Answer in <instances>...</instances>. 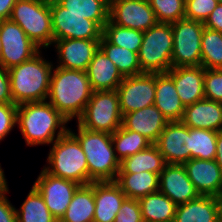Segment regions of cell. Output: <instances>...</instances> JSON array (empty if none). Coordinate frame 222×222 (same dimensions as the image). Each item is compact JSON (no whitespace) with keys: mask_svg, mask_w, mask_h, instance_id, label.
<instances>
[{"mask_svg":"<svg viewBox=\"0 0 222 222\" xmlns=\"http://www.w3.org/2000/svg\"><path fill=\"white\" fill-rule=\"evenodd\" d=\"M92 92L86 71L56 67L51 74L47 99L58 112L71 121L83 114Z\"/></svg>","mask_w":222,"mask_h":222,"instance_id":"cell-1","label":"cell"},{"mask_svg":"<svg viewBox=\"0 0 222 222\" xmlns=\"http://www.w3.org/2000/svg\"><path fill=\"white\" fill-rule=\"evenodd\" d=\"M67 122L69 120L48 101L26 102L18 105L16 124L27 146L52 144L69 130L65 127Z\"/></svg>","mask_w":222,"mask_h":222,"instance_id":"cell-2","label":"cell"},{"mask_svg":"<svg viewBox=\"0 0 222 222\" xmlns=\"http://www.w3.org/2000/svg\"><path fill=\"white\" fill-rule=\"evenodd\" d=\"M40 53L9 69L11 94L16 105L47 101L53 64Z\"/></svg>","mask_w":222,"mask_h":222,"instance_id":"cell-3","label":"cell"},{"mask_svg":"<svg viewBox=\"0 0 222 222\" xmlns=\"http://www.w3.org/2000/svg\"><path fill=\"white\" fill-rule=\"evenodd\" d=\"M78 134L69 131L78 139L89 170V184L92 182L116 181L120 169V161L116 157L112 134L90 131L79 124ZM77 134V135H76Z\"/></svg>","mask_w":222,"mask_h":222,"instance_id":"cell-4","label":"cell"},{"mask_svg":"<svg viewBox=\"0 0 222 222\" xmlns=\"http://www.w3.org/2000/svg\"><path fill=\"white\" fill-rule=\"evenodd\" d=\"M47 162L49 166H44L43 169L52 176L79 185L89 184L86 155L78 139L69 130L53 142Z\"/></svg>","mask_w":222,"mask_h":222,"instance_id":"cell-5","label":"cell"},{"mask_svg":"<svg viewBox=\"0 0 222 222\" xmlns=\"http://www.w3.org/2000/svg\"><path fill=\"white\" fill-rule=\"evenodd\" d=\"M9 19L17 23L39 48H47L53 44L49 1L17 0Z\"/></svg>","mask_w":222,"mask_h":222,"instance_id":"cell-6","label":"cell"},{"mask_svg":"<svg viewBox=\"0 0 222 222\" xmlns=\"http://www.w3.org/2000/svg\"><path fill=\"white\" fill-rule=\"evenodd\" d=\"M173 31L171 24L158 23L143 32L138 52L142 73H166L172 68Z\"/></svg>","mask_w":222,"mask_h":222,"instance_id":"cell-7","label":"cell"},{"mask_svg":"<svg viewBox=\"0 0 222 222\" xmlns=\"http://www.w3.org/2000/svg\"><path fill=\"white\" fill-rule=\"evenodd\" d=\"M122 117L116 90L94 91L77 123L90 131L113 134L122 126Z\"/></svg>","mask_w":222,"mask_h":222,"instance_id":"cell-8","label":"cell"},{"mask_svg":"<svg viewBox=\"0 0 222 222\" xmlns=\"http://www.w3.org/2000/svg\"><path fill=\"white\" fill-rule=\"evenodd\" d=\"M173 31L172 67L201 66L204 24L181 19L171 24Z\"/></svg>","mask_w":222,"mask_h":222,"instance_id":"cell-9","label":"cell"},{"mask_svg":"<svg viewBox=\"0 0 222 222\" xmlns=\"http://www.w3.org/2000/svg\"><path fill=\"white\" fill-rule=\"evenodd\" d=\"M53 41L61 39L101 40L103 29L85 16L69 13L56 0L50 1Z\"/></svg>","mask_w":222,"mask_h":222,"instance_id":"cell-10","label":"cell"},{"mask_svg":"<svg viewBox=\"0 0 222 222\" xmlns=\"http://www.w3.org/2000/svg\"><path fill=\"white\" fill-rule=\"evenodd\" d=\"M0 40L2 44L0 64L8 70L30 60L41 49L28 38L17 23L10 19L0 21Z\"/></svg>","mask_w":222,"mask_h":222,"instance_id":"cell-11","label":"cell"},{"mask_svg":"<svg viewBox=\"0 0 222 222\" xmlns=\"http://www.w3.org/2000/svg\"><path fill=\"white\" fill-rule=\"evenodd\" d=\"M116 91L122 115L154 105L155 73L124 77Z\"/></svg>","mask_w":222,"mask_h":222,"instance_id":"cell-12","label":"cell"},{"mask_svg":"<svg viewBox=\"0 0 222 222\" xmlns=\"http://www.w3.org/2000/svg\"><path fill=\"white\" fill-rule=\"evenodd\" d=\"M109 20L117 26L143 32L158 24L148 0H110Z\"/></svg>","mask_w":222,"mask_h":222,"instance_id":"cell-13","label":"cell"},{"mask_svg":"<svg viewBox=\"0 0 222 222\" xmlns=\"http://www.w3.org/2000/svg\"><path fill=\"white\" fill-rule=\"evenodd\" d=\"M33 186L40 192L51 214L59 221L80 185L71 180L52 176L43 169Z\"/></svg>","mask_w":222,"mask_h":222,"instance_id":"cell-14","label":"cell"},{"mask_svg":"<svg viewBox=\"0 0 222 222\" xmlns=\"http://www.w3.org/2000/svg\"><path fill=\"white\" fill-rule=\"evenodd\" d=\"M154 144L166 164H184L190 160L189 127L182 121H169Z\"/></svg>","mask_w":222,"mask_h":222,"instance_id":"cell-15","label":"cell"},{"mask_svg":"<svg viewBox=\"0 0 222 222\" xmlns=\"http://www.w3.org/2000/svg\"><path fill=\"white\" fill-rule=\"evenodd\" d=\"M53 44L58 54L57 67L86 71L99 49L100 40L61 39L53 41Z\"/></svg>","mask_w":222,"mask_h":222,"instance_id":"cell-16","label":"cell"},{"mask_svg":"<svg viewBox=\"0 0 222 222\" xmlns=\"http://www.w3.org/2000/svg\"><path fill=\"white\" fill-rule=\"evenodd\" d=\"M159 191L176 205L187 203L199 196L183 164H166L159 174Z\"/></svg>","mask_w":222,"mask_h":222,"instance_id":"cell-17","label":"cell"},{"mask_svg":"<svg viewBox=\"0 0 222 222\" xmlns=\"http://www.w3.org/2000/svg\"><path fill=\"white\" fill-rule=\"evenodd\" d=\"M183 165L199 195L222 198V170L215 159H190Z\"/></svg>","mask_w":222,"mask_h":222,"instance_id":"cell-18","label":"cell"},{"mask_svg":"<svg viewBox=\"0 0 222 222\" xmlns=\"http://www.w3.org/2000/svg\"><path fill=\"white\" fill-rule=\"evenodd\" d=\"M166 73L173 79L184 107L205 99L202 66L172 67Z\"/></svg>","mask_w":222,"mask_h":222,"instance_id":"cell-19","label":"cell"},{"mask_svg":"<svg viewBox=\"0 0 222 222\" xmlns=\"http://www.w3.org/2000/svg\"><path fill=\"white\" fill-rule=\"evenodd\" d=\"M173 222H222V199L199 195L187 203L179 204Z\"/></svg>","mask_w":222,"mask_h":222,"instance_id":"cell-20","label":"cell"},{"mask_svg":"<svg viewBox=\"0 0 222 222\" xmlns=\"http://www.w3.org/2000/svg\"><path fill=\"white\" fill-rule=\"evenodd\" d=\"M168 122L167 118L155 105L126 113L122 117L124 128L138 132L152 144L157 141Z\"/></svg>","mask_w":222,"mask_h":222,"instance_id":"cell-21","label":"cell"},{"mask_svg":"<svg viewBox=\"0 0 222 222\" xmlns=\"http://www.w3.org/2000/svg\"><path fill=\"white\" fill-rule=\"evenodd\" d=\"M127 196L115 181L94 182L95 212L93 222H114Z\"/></svg>","mask_w":222,"mask_h":222,"instance_id":"cell-22","label":"cell"},{"mask_svg":"<svg viewBox=\"0 0 222 222\" xmlns=\"http://www.w3.org/2000/svg\"><path fill=\"white\" fill-rule=\"evenodd\" d=\"M181 121L189 128L222 130V103L203 99L184 109Z\"/></svg>","mask_w":222,"mask_h":222,"instance_id":"cell-23","label":"cell"},{"mask_svg":"<svg viewBox=\"0 0 222 222\" xmlns=\"http://www.w3.org/2000/svg\"><path fill=\"white\" fill-rule=\"evenodd\" d=\"M92 91L116 90L124 76L99 48L86 70Z\"/></svg>","mask_w":222,"mask_h":222,"instance_id":"cell-24","label":"cell"},{"mask_svg":"<svg viewBox=\"0 0 222 222\" xmlns=\"http://www.w3.org/2000/svg\"><path fill=\"white\" fill-rule=\"evenodd\" d=\"M154 105L168 121H181L185 107L180 100L173 79L167 73L155 74Z\"/></svg>","mask_w":222,"mask_h":222,"instance_id":"cell-25","label":"cell"},{"mask_svg":"<svg viewBox=\"0 0 222 222\" xmlns=\"http://www.w3.org/2000/svg\"><path fill=\"white\" fill-rule=\"evenodd\" d=\"M95 212L94 182L80 185L58 222H93Z\"/></svg>","mask_w":222,"mask_h":222,"instance_id":"cell-26","label":"cell"},{"mask_svg":"<svg viewBox=\"0 0 222 222\" xmlns=\"http://www.w3.org/2000/svg\"><path fill=\"white\" fill-rule=\"evenodd\" d=\"M127 198L139 200L150 193L159 191V174L143 171L140 173H118L115 181Z\"/></svg>","mask_w":222,"mask_h":222,"instance_id":"cell-27","label":"cell"},{"mask_svg":"<svg viewBox=\"0 0 222 222\" xmlns=\"http://www.w3.org/2000/svg\"><path fill=\"white\" fill-rule=\"evenodd\" d=\"M143 222H173L177 205L160 191L139 200Z\"/></svg>","mask_w":222,"mask_h":222,"instance_id":"cell-28","label":"cell"},{"mask_svg":"<svg viewBox=\"0 0 222 222\" xmlns=\"http://www.w3.org/2000/svg\"><path fill=\"white\" fill-rule=\"evenodd\" d=\"M166 162L155 144L149 145L143 151L124 158L120 162L119 173H140L143 171L160 174Z\"/></svg>","mask_w":222,"mask_h":222,"instance_id":"cell-29","label":"cell"},{"mask_svg":"<svg viewBox=\"0 0 222 222\" xmlns=\"http://www.w3.org/2000/svg\"><path fill=\"white\" fill-rule=\"evenodd\" d=\"M69 13L85 16L102 29L109 20L110 0H56Z\"/></svg>","mask_w":222,"mask_h":222,"instance_id":"cell-30","label":"cell"},{"mask_svg":"<svg viewBox=\"0 0 222 222\" xmlns=\"http://www.w3.org/2000/svg\"><path fill=\"white\" fill-rule=\"evenodd\" d=\"M99 48L113 61L124 77L142 73L138 53L110 44L103 36L100 40Z\"/></svg>","mask_w":222,"mask_h":222,"instance_id":"cell-31","label":"cell"},{"mask_svg":"<svg viewBox=\"0 0 222 222\" xmlns=\"http://www.w3.org/2000/svg\"><path fill=\"white\" fill-rule=\"evenodd\" d=\"M15 211L17 222H58L34 186L20 207V211L17 209Z\"/></svg>","mask_w":222,"mask_h":222,"instance_id":"cell-32","label":"cell"},{"mask_svg":"<svg viewBox=\"0 0 222 222\" xmlns=\"http://www.w3.org/2000/svg\"><path fill=\"white\" fill-rule=\"evenodd\" d=\"M112 142L116 157L121 162L124 158L143 151L152 143L136 131L121 126L112 134ZM118 155V156H117Z\"/></svg>","mask_w":222,"mask_h":222,"instance_id":"cell-33","label":"cell"},{"mask_svg":"<svg viewBox=\"0 0 222 222\" xmlns=\"http://www.w3.org/2000/svg\"><path fill=\"white\" fill-rule=\"evenodd\" d=\"M217 132L201 128H189L190 159H215L217 152Z\"/></svg>","mask_w":222,"mask_h":222,"instance_id":"cell-34","label":"cell"},{"mask_svg":"<svg viewBox=\"0 0 222 222\" xmlns=\"http://www.w3.org/2000/svg\"><path fill=\"white\" fill-rule=\"evenodd\" d=\"M201 55L204 69H222V32L204 28Z\"/></svg>","mask_w":222,"mask_h":222,"instance_id":"cell-35","label":"cell"},{"mask_svg":"<svg viewBox=\"0 0 222 222\" xmlns=\"http://www.w3.org/2000/svg\"><path fill=\"white\" fill-rule=\"evenodd\" d=\"M102 36L115 46L124 47L138 53L143 39V31L123 28L113 24L110 20L103 27Z\"/></svg>","mask_w":222,"mask_h":222,"instance_id":"cell-36","label":"cell"},{"mask_svg":"<svg viewBox=\"0 0 222 222\" xmlns=\"http://www.w3.org/2000/svg\"><path fill=\"white\" fill-rule=\"evenodd\" d=\"M158 23L172 24L185 18L184 0H148Z\"/></svg>","mask_w":222,"mask_h":222,"instance_id":"cell-37","label":"cell"},{"mask_svg":"<svg viewBox=\"0 0 222 222\" xmlns=\"http://www.w3.org/2000/svg\"><path fill=\"white\" fill-rule=\"evenodd\" d=\"M205 99L222 103V69H204Z\"/></svg>","mask_w":222,"mask_h":222,"instance_id":"cell-38","label":"cell"},{"mask_svg":"<svg viewBox=\"0 0 222 222\" xmlns=\"http://www.w3.org/2000/svg\"><path fill=\"white\" fill-rule=\"evenodd\" d=\"M217 4V0H186L185 18L204 23Z\"/></svg>","mask_w":222,"mask_h":222,"instance_id":"cell-39","label":"cell"},{"mask_svg":"<svg viewBox=\"0 0 222 222\" xmlns=\"http://www.w3.org/2000/svg\"><path fill=\"white\" fill-rule=\"evenodd\" d=\"M114 222H143L139 201L126 198L122 203Z\"/></svg>","mask_w":222,"mask_h":222,"instance_id":"cell-40","label":"cell"},{"mask_svg":"<svg viewBox=\"0 0 222 222\" xmlns=\"http://www.w3.org/2000/svg\"><path fill=\"white\" fill-rule=\"evenodd\" d=\"M18 105L0 104V141L14 128L17 122Z\"/></svg>","mask_w":222,"mask_h":222,"instance_id":"cell-41","label":"cell"},{"mask_svg":"<svg viewBox=\"0 0 222 222\" xmlns=\"http://www.w3.org/2000/svg\"><path fill=\"white\" fill-rule=\"evenodd\" d=\"M14 103L11 94L9 70L0 64V104Z\"/></svg>","mask_w":222,"mask_h":222,"instance_id":"cell-42","label":"cell"},{"mask_svg":"<svg viewBox=\"0 0 222 222\" xmlns=\"http://www.w3.org/2000/svg\"><path fill=\"white\" fill-rule=\"evenodd\" d=\"M16 208L7 199L6 193L0 195V222H17Z\"/></svg>","mask_w":222,"mask_h":222,"instance_id":"cell-43","label":"cell"},{"mask_svg":"<svg viewBox=\"0 0 222 222\" xmlns=\"http://www.w3.org/2000/svg\"><path fill=\"white\" fill-rule=\"evenodd\" d=\"M203 24L208 29L222 32V3L217 4Z\"/></svg>","mask_w":222,"mask_h":222,"instance_id":"cell-44","label":"cell"},{"mask_svg":"<svg viewBox=\"0 0 222 222\" xmlns=\"http://www.w3.org/2000/svg\"><path fill=\"white\" fill-rule=\"evenodd\" d=\"M17 0H0V21L10 18L12 8Z\"/></svg>","mask_w":222,"mask_h":222,"instance_id":"cell-45","label":"cell"},{"mask_svg":"<svg viewBox=\"0 0 222 222\" xmlns=\"http://www.w3.org/2000/svg\"><path fill=\"white\" fill-rule=\"evenodd\" d=\"M216 144H217V152H216L215 161L222 170V130L217 132Z\"/></svg>","mask_w":222,"mask_h":222,"instance_id":"cell-46","label":"cell"},{"mask_svg":"<svg viewBox=\"0 0 222 222\" xmlns=\"http://www.w3.org/2000/svg\"><path fill=\"white\" fill-rule=\"evenodd\" d=\"M1 53H2V44H1V40H0V56H1Z\"/></svg>","mask_w":222,"mask_h":222,"instance_id":"cell-47","label":"cell"}]
</instances>
